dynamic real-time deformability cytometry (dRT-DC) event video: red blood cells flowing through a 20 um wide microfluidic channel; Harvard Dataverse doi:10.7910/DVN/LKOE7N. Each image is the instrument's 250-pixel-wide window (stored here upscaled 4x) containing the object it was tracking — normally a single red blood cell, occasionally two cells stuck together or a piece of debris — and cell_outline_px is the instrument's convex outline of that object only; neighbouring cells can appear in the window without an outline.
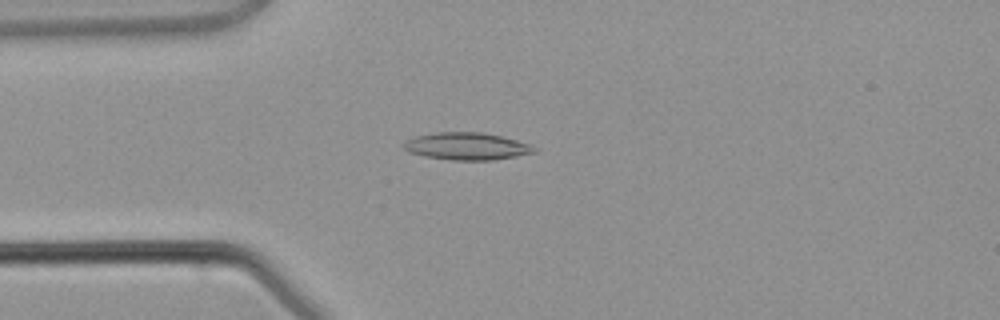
{"species": "common noctule bat (a hibernating species)", "species_latin": "Nyctalus noctula", "temperature_condition": "warm", "stored_images_in_passage": 3, "camera_frame_rate_fps": 3000, "um_per_image_px": 0.085, "animal": {"sex": "male", "body_mass_g": 21.5, "forearm_length_mm": 52.0}, "frame": {"image": 1, "passage_image": 3, "time_ms": 3.0, "image_size_px": [1000, 320], "cell_outline_px": [[540, 148], [536, 152], [516, 156], [492, 160], [452, 160], [424, 156], [408, 152], [400, 144], [416, 136], [436, 132], [484, 132], [516, 140]], "centroid_in_image_um": [39.68, 12.43], "position_along_channel_um": 45.3, "area_um2": 20.81}}